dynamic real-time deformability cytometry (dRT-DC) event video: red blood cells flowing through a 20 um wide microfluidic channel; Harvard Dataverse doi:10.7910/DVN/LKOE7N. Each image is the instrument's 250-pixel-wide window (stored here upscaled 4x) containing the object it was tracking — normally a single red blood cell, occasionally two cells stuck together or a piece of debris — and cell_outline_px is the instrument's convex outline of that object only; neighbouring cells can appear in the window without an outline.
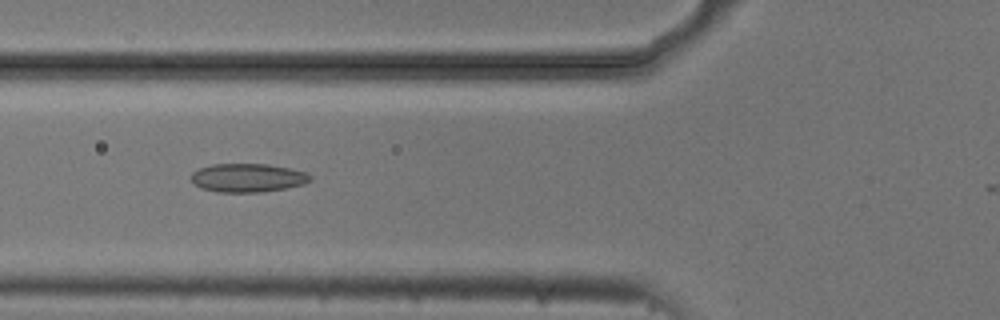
{"species": "common noctule bat (a hibernating species)", "species_latin": "Nyctalus noctula", "temperature_condition": "cold", "stored_images_in_passage": 10, "camera_frame_rate_fps": 3000, "um_per_image_px": 0.085, "animal": {"sex": "male", "body_mass_g": 20.5, "forearm_length_mm": 52.5}, "frame": {"image": 1, "passage_image": 6, "time_ms": 1.667, "image_size_px": [1000, 320], "cell_outline_px": [[312, 180], [304, 184], [288, 188], [260, 192], [216, 192], [200, 188], [192, 180], [192, 172], [200, 168], [212, 164], [268, 164], [308, 172], [312, 176]], "centroid_in_image_um": [21.1, 15.11], "position_along_channel_um": 104.7, "area_um2": 19.94}}
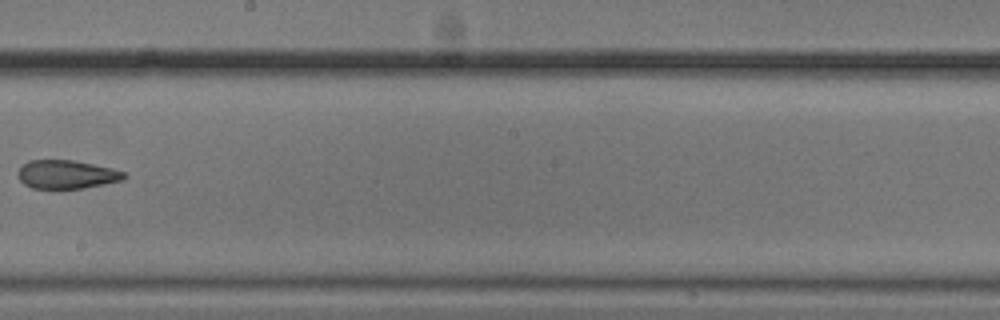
{"frame": {"image": 2, "passage_image": 9, "time_ms": 2.667, "image_size_px": [1000, 320], "cell_outline_px": [[128, 176], [124, 180], [84, 188], [32, 188], [24, 184], [20, 180], [20, 164], [28, 160], [72, 160], [92, 164], [124, 172]], "centroid_in_image_um": [5.66, 14.82], "position_along_channel_um": 242.5, "area_um2": 17.46}}
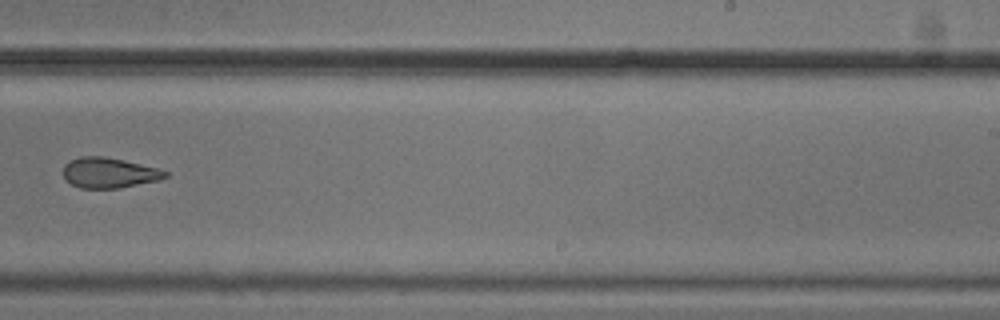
{"frame": {"image": 3, "passage_image": 10, "time_ms": 3.0, "image_size_px": [1000, 320], "cell_outline_px": [[168, 176], [160, 180], [120, 188], [80, 188], [72, 184], [64, 176], [64, 164], [80, 156], [104, 156], [124, 160], [156, 168], [168, 172]], "centroid_in_image_um": [9.29, 14.69], "position_along_channel_um": 279.7, "area_um2": 17.92}}